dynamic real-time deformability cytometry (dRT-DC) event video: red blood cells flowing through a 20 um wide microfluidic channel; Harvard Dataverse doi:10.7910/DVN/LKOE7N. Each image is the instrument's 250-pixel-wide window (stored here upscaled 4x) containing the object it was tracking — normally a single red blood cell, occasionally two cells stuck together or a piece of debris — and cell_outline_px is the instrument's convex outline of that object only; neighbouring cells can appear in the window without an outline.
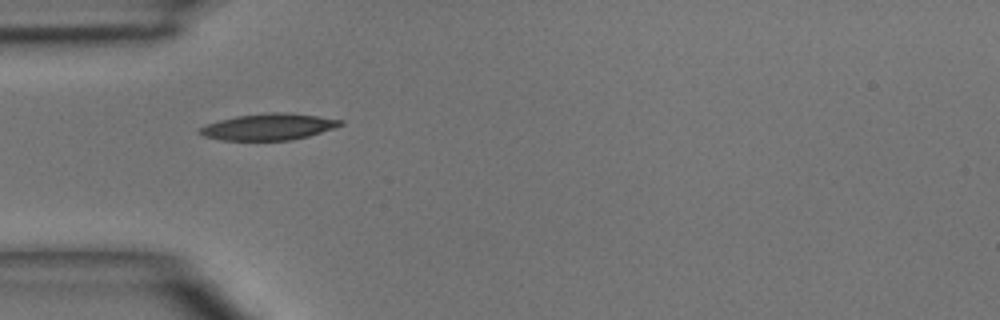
{"species": "common noctule bat (a hibernating species)", "species_latin": "Nyctalus noctula", "temperature_condition": "room temperature", "stored_images_in_passage": 4, "camera_frame_rate_fps": 3000, "um_per_image_px": 0.085, "animal": {"sex": "male", "body_mass_g": 15.6}, "frame": {"image": 1, "passage_image": 1, "time_ms": 0.0, "image_size_px": [1000, 320], "cell_outline_px": [[344, 124], [308, 136], [288, 140], [220, 140], [204, 136], [200, 132], [200, 128], [208, 124], [220, 120], [236, 116], [272, 112], [280, 112], [316, 116], [344, 120]], "centroid_in_image_um": [22.83, 10.78], "position_along_channel_um": 62.2, "area_um2": 21.21}}
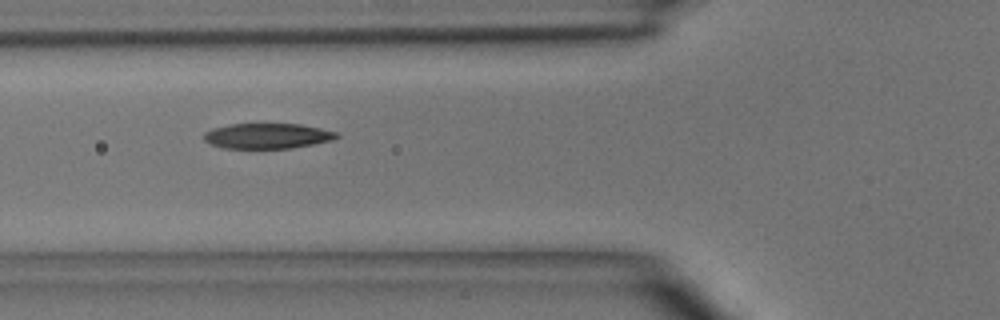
{"frame": {"image": 2, "passage_image": 2, "time_ms": 1.0, "image_size_px": [1000, 320], "cell_outline_px": [[340, 136], [332, 140], [292, 148], [220, 148], [208, 144], [204, 140], [204, 132], [212, 128], [228, 124], [300, 124], [320, 128], [336, 132]], "centroid_in_image_um": [22.67, 11.55], "position_along_channel_um": 103.1, "area_um2": 19.65}}